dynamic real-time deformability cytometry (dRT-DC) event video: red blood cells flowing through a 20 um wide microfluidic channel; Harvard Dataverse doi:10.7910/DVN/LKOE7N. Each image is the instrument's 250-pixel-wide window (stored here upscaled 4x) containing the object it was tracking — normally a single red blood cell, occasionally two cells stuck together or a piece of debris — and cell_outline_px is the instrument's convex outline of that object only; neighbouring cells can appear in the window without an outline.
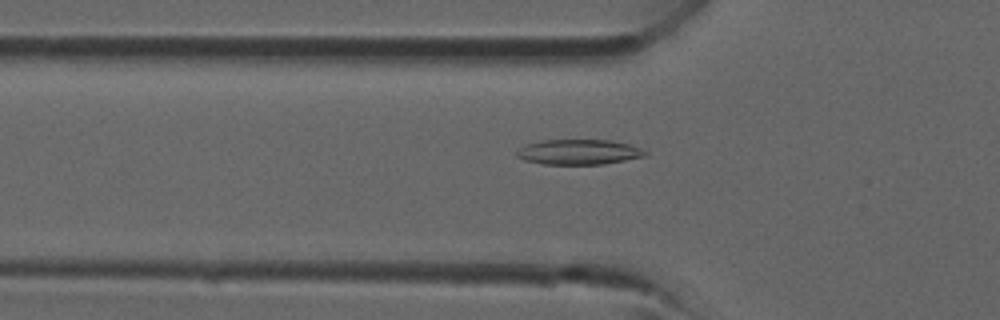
{"species": "common noctule bat (a hibernating species)", "species_latin": "Nyctalus noctula", "temperature_condition": "room temperature", "stored_images_in_passage": 35, "camera_frame_rate_fps": 3000, "um_per_image_px": 0.085, "animal": {"sex": "male", "forearm_length_mm": 52.5}, "frame": {"image": 1, "passage_image": 9, "time_ms": 2.667, "image_size_px": [1000, 320], "cell_outline_px": [[648, 152], [644, 156], [604, 164], [544, 164], [524, 160], [516, 156], [516, 152], [524, 144], [540, 140], [608, 140], [628, 144], [640, 148]], "centroid_in_image_um": [49.14, 12.91], "position_along_channel_um": 76.7, "area_um2": 18.73}}
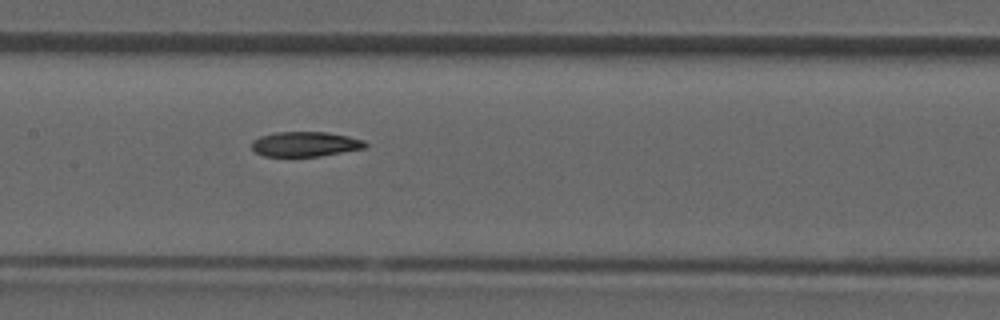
{"frame": {"image": 2, "passage_image": 15, "time_ms": 4.667, "image_size_px": [1000, 320], "cell_outline_px": [[368, 144], [364, 148], [320, 156], [264, 156], [256, 152], [252, 148], [252, 140], [260, 136], [276, 132], [328, 132], [348, 136], [364, 140]], "centroid_in_image_um": [25.94, 12.24], "position_along_channel_um": 181.5, "area_um2": 16.42}}
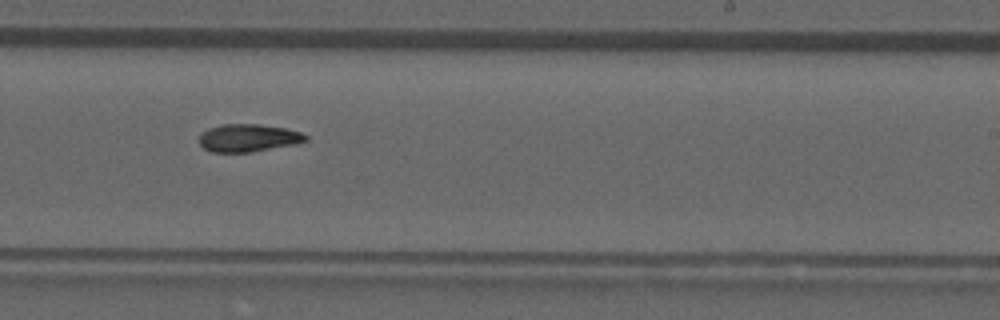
{"frame": {"image": 3, "passage_image": 20, "time_ms": 6.333, "image_size_px": [1000, 320], "cell_outline_px": [[308, 140], [292, 144], [252, 152], [212, 152], [204, 148], [200, 144], [200, 136], [208, 128], [224, 124], [260, 124], [284, 128], [300, 132], [308, 136]], "centroid_in_image_um": [21.1, 11.72], "position_along_channel_um": 267.9, "area_um2": 16.94}}